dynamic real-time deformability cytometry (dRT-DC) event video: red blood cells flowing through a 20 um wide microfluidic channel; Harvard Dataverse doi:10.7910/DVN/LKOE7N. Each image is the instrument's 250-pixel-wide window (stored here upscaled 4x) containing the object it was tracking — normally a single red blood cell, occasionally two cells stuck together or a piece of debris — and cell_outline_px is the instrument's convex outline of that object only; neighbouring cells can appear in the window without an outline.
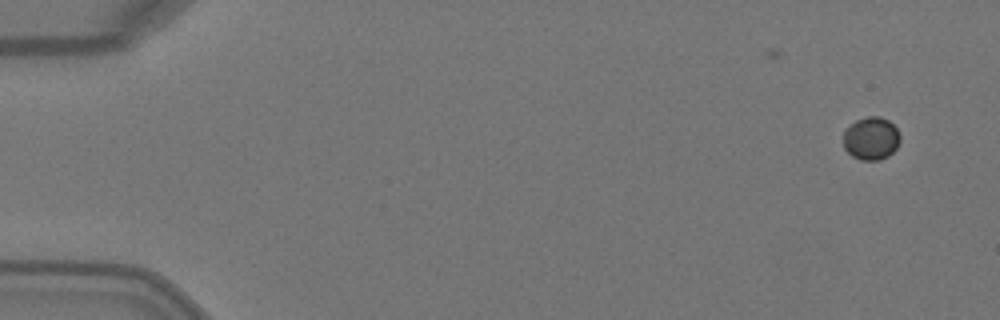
{"species": "Egyptian fruit bat (a non-hibernating species)", "species_latin": "Rousettus aegyptiacus", "temperature_condition": "warm", "stored_images_in_passage": 4, "camera_frame_rate_fps": 3000, "um_per_image_px": 0.085, "animal": {"sex": "female"}, "frame": {"image": 1, "passage_image": 1, "time_ms": 0.0, "image_size_px": [1000, 320], "cell_outline_px": [[900, 140], [896, 148], [888, 156], [880, 160], [860, 160], [852, 156], [844, 148], [844, 128], [856, 120], [868, 116], [880, 116], [888, 120], [900, 132]], "centroid_in_image_um": [74.04, 11.76], "position_along_channel_um": 11.0, "area_um2": 14.33}}
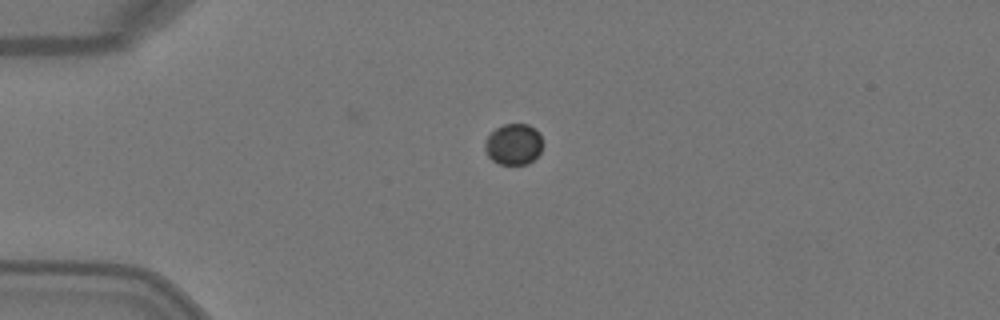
{"frame": {"image": 2, "passage_image": 3, "time_ms": 0.667, "image_size_px": [1000, 320], "cell_outline_px": [[544, 144], [540, 152], [528, 164], [500, 164], [492, 160], [488, 156], [484, 148], [484, 140], [496, 128], [504, 124], [528, 124], [536, 128], [540, 132]], "centroid_in_image_um": [43.67, 12.25], "position_along_channel_um": 41.3, "area_um2": 14.05}}